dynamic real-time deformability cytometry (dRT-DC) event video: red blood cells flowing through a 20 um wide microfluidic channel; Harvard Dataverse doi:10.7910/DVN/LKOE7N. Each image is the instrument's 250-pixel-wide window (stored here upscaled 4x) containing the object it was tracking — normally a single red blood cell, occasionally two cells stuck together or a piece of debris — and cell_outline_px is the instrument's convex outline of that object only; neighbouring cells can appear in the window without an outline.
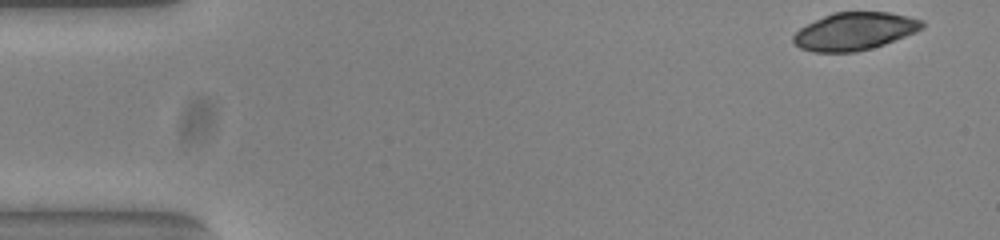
{"species": "common noctule bat (a hibernating species)", "species_latin": "Nyctalus noctula", "temperature_condition": "warm", "stored_images_in_passage": 51, "camera_frame_rate_fps": 3000, "um_per_image_px": 0.085, "animal": {"sex": "female", "body_mass_g": 23.0, "forearm_length_mm": 53.4}, "frame": {"image": 1, "passage_image": 1, "time_ms": 0.0, "image_size_px": [1000, 240], "cell_outline_px": [[924, 28], [916, 32], [884, 44], [856, 52], [812, 52], [800, 48], [792, 40], [792, 36], [800, 28], [832, 12], [888, 12], [924, 20]], "centroid_in_image_um": [72.65, 2.66], "position_along_channel_um": 12.4, "area_um2": 28.15}}